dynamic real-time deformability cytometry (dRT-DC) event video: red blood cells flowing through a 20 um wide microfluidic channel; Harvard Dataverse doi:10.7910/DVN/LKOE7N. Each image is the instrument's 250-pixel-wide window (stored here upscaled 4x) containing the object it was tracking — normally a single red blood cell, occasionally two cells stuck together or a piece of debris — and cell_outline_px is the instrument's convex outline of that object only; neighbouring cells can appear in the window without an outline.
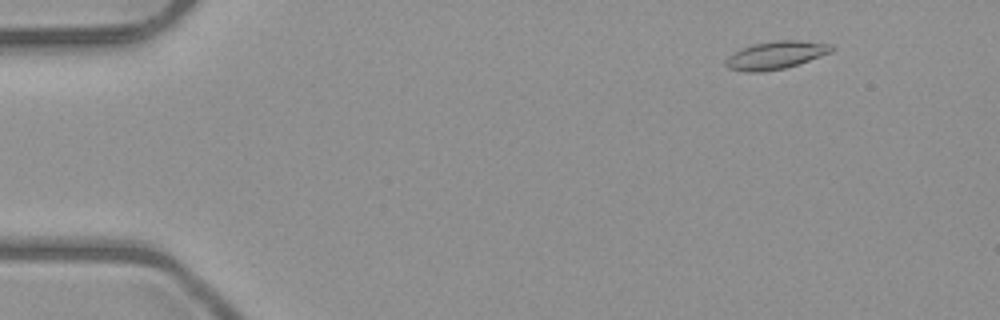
{"species": "common noctule bat (a hibernating species)", "species_latin": "Nyctalus noctula", "temperature_condition": "room temperature", "stored_images_in_passage": 3, "camera_frame_rate_fps": 3000, "um_per_image_px": 0.085, "animal": {"sex": "male", "body_mass_g": 23.1, "forearm_length_mm": 52.7}, "frame": {"image": 1, "passage_image": 1, "time_ms": 0.0, "image_size_px": [1000, 320], "cell_outline_px": [[836, 48], [832, 52], [784, 68], [764, 72], [748, 72], [728, 68], [724, 64], [724, 60], [732, 52], [752, 44], [776, 40], [800, 40], [832, 44]], "centroid_in_image_um": [65.92, 4.68], "position_along_channel_um": 19.1, "area_um2": 17.28}}